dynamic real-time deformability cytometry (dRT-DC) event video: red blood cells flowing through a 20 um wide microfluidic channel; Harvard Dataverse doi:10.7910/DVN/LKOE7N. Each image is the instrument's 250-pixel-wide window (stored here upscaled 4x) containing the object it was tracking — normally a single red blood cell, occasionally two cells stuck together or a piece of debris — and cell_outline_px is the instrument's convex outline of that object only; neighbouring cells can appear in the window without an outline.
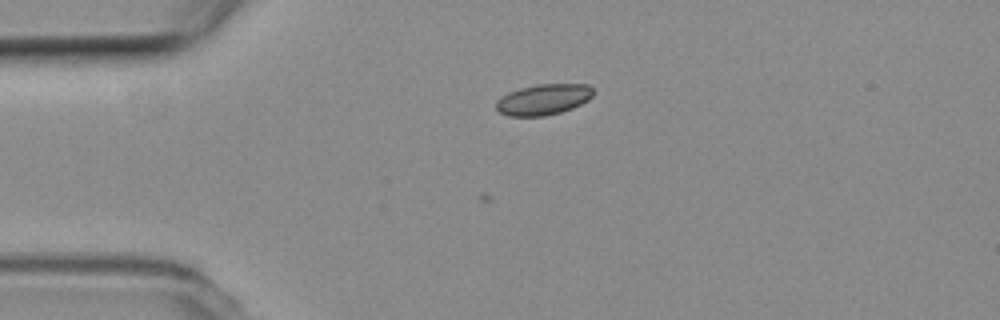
{"species": "common noctule bat (a hibernating species)", "species_latin": "Nyctalus noctula", "temperature_condition": "room temperature", "stored_images_in_passage": 8, "camera_frame_rate_fps": 3000, "um_per_image_px": 0.085, "animal": {"sex": "female", "body_mass_g": 19.3, "forearm_length_mm": 54.1}, "frame": {"image": 1, "passage_image": 1, "time_ms": 0.0, "image_size_px": [1000, 320], "cell_outline_px": [[596, 92], [588, 100], [572, 108], [560, 112], [544, 116], [508, 116], [500, 112], [496, 108], [496, 100], [500, 96], [508, 92], [520, 88], [536, 84], [588, 84]], "centroid_in_image_um": [46.18, 8.45], "position_along_channel_um": 38.8, "area_um2": 17.57}}
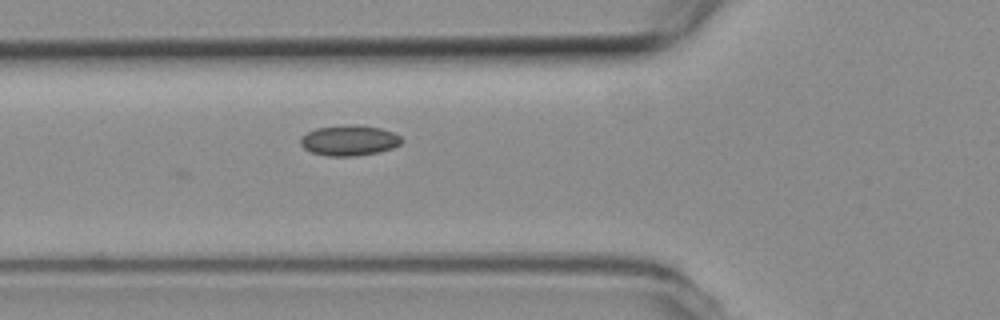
{"frame": {"image": 2, "passage_image": 8, "time_ms": 2.333, "image_size_px": [1000, 320], "cell_outline_px": [[404, 140], [400, 144], [392, 148], [380, 152], [356, 156], [328, 156], [312, 152], [304, 148], [300, 144], [300, 136], [316, 128], [352, 124], [356, 124], [380, 128], [392, 132], [400, 136]], "centroid_in_image_um": [29.69, 11.93], "position_along_channel_um": 96.1, "area_um2": 18.03}}